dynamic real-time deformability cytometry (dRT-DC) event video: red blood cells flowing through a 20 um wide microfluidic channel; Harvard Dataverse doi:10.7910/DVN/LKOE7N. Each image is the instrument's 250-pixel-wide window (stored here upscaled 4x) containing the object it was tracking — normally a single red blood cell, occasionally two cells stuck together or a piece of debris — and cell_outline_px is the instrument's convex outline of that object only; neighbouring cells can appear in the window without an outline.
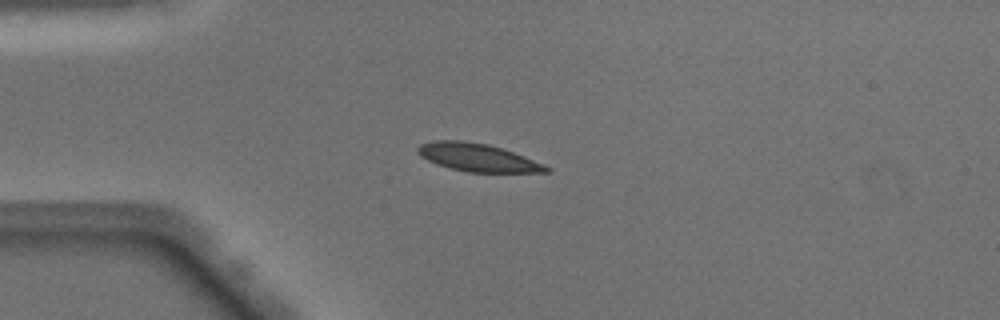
{"species": "Egyptian fruit bat (a non-hibernating species)", "species_latin": "Rousettus aegyptiacus", "temperature_condition": "warm", "stored_images_in_passage": 40, "camera_frame_rate_fps": 3000, "um_per_image_px": 0.085, "animal": {"sex": "male"}, "frame": {"image": 1, "passage_image": 3, "time_ms": 0.667, "image_size_px": [1000, 320], "cell_outline_px": [[552, 172], [468, 172], [436, 164], [420, 156], [416, 152], [416, 148], [420, 144], [436, 140], [464, 140], [488, 144], [524, 156], [544, 164], [552, 168]], "centroid_in_image_um": [40.59, 13.38], "position_along_channel_um": 44.4, "area_um2": 20.87}}
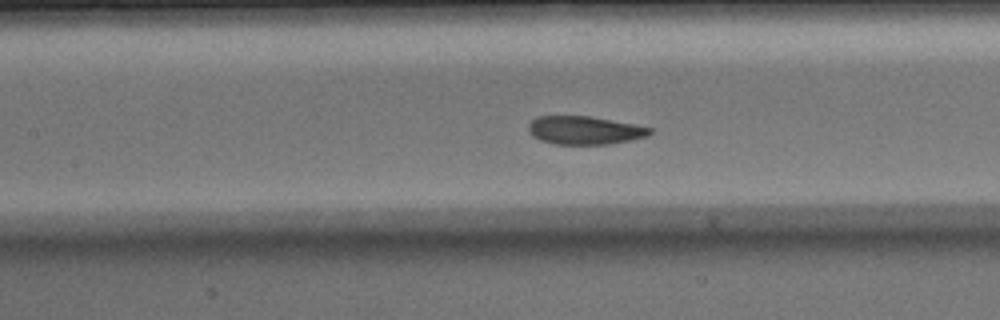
{"frame": {"image": 2, "passage_image": 13, "time_ms": 4.0, "image_size_px": [1000, 320], "cell_outline_px": [[652, 132], [648, 136], [608, 144], [556, 144], [540, 140], [532, 136], [528, 128], [528, 124], [536, 116], [588, 116], [632, 124], [652, 128]], "centroid_in_image_um": [49.65, 11.07], "position_along_channel_um": 157.7, "area_um2": 19.77}}
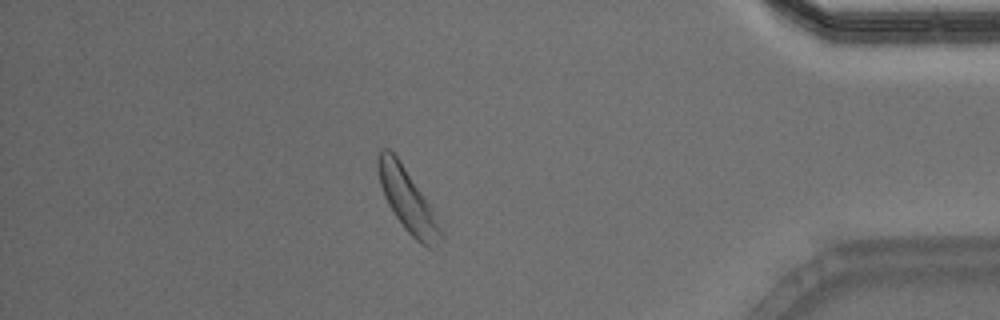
{"frame": {"image": 3, "passage_image": 34, "time_ms": 11.0, "image_size_px": [1000, 320], "cell_outline_px": [[444, 240], [432, 248], [428, 248], [420, 244], [404, 228], [388, 204], [384, 196], [380, 184], [376, 164], [376, 156], [380, 148], [388, 148], [400, 160], [428, 204], [444, 232]], "centroid_in_image_um": [34.63, 17.03], "position_along_channel_um": 400.6, "area_um2": 22.77}, "authors_computed_cell_mechanics": {"area_um2": 21.2704, "velocity_mm_per_s": 4.0098, "shape_relaxation_time_tau1_ms": 2.9447, "shape_relaxation_time_tau2_ms": 2.5156, "deformation_change_tau1": 0.146, "deformation_change_tau2": 0.0822}}